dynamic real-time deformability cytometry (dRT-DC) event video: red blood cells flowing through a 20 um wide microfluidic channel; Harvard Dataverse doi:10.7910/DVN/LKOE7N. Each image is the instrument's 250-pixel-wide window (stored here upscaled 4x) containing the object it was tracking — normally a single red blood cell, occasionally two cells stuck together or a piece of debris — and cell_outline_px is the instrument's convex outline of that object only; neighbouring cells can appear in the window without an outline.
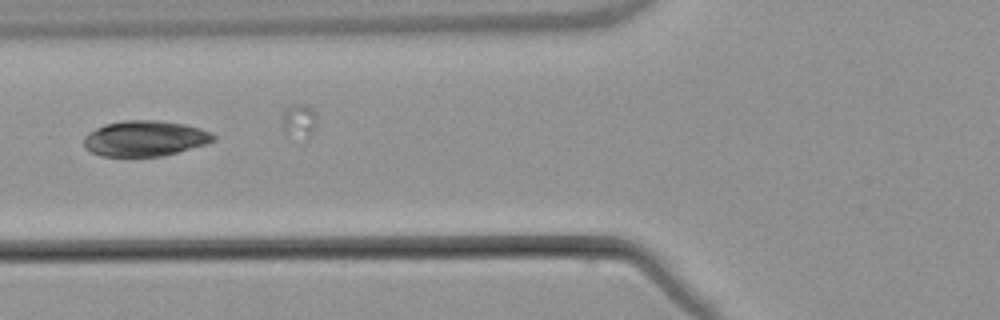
{"species": "common noctule bat (a hibernating species)", "species_latin": "Nyctalus noctula", "temperature_condition": "warm", "stored_images_in_passage": 8, "camera_frame_rate_fps": 3000, "um_per_image_px": 0.085, "animal": {"sex": "male", "body_mass_g": 21.5, "forearm_length_mm": 52.0}, "frame": {"image": 1, "passage_image": 6, "time_ms": 6.0, "image_size_px": [1000, 320], "cell_outline_px": [[216, 140], [204, 144], [176, 152], [160, 156], [100, 156], [84, 148], [84, 136], [88, 132], [104, 124], [124, 120], [156, 120], [184, 124], [200, 128], [212, 132], [216, 136]], "centroid_in_image_um": [12.29, 11.76], "position_along_channel_um": 113.5, "area_um2": 26.82}}